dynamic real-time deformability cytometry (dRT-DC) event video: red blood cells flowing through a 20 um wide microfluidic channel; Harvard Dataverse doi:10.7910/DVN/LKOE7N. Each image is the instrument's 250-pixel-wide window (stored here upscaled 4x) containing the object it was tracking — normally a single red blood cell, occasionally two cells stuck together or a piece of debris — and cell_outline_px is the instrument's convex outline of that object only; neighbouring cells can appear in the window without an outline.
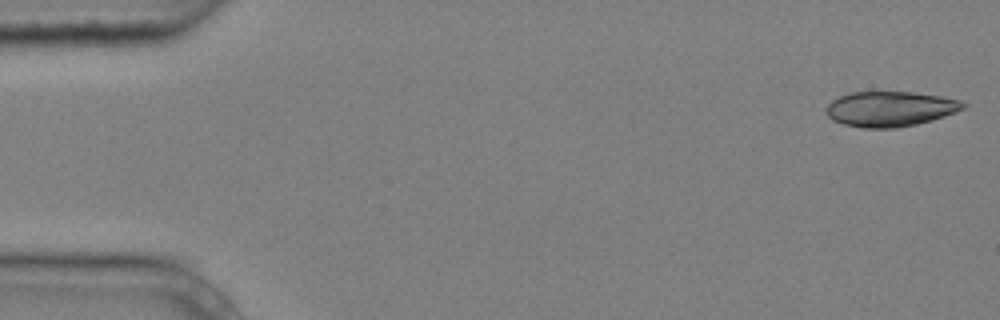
{"species": "common noctule bat (a hibernating species)", "species_latin": "Nyctalus noctula", "temperature_condition": "cold", "stored_images_in_passage": 5, "camera_frame_rate_fps": 3000, "um_per_image_px": 0.085, "animal": {"sex": "male", "body_mass_g": 20.4}, "frame": {"image": 1, "passage_image": 1, "time_ms": 0.0, "image_size_px": [1000, 320], "cell_outline_px": [[968, 104], [964, 108], [956, 112], [932, 120], [916, 124], [896, 128], [864, 128], [844, 124], [832, 120], [828, 116], [824, 108], [832, 100], [840, 96], [852, 92], [912, 92], [940, 96], [960, 100]], "centroid_in_image_um": [75.66, 9.26], "position_along_channel_um": 9.3, "area_um2": 28.09}}
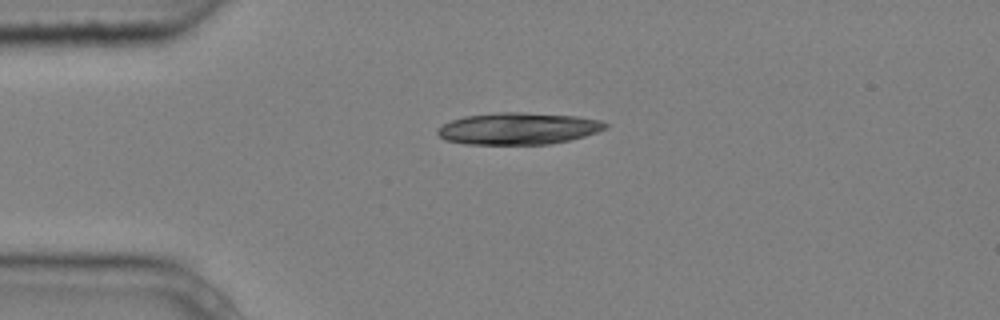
{"frame": {"image": 2, "passage_image": 4, "time_ms": 1.0, "image_size_px": [1000, 320], "cell_outline_px": [[608, 128], [584, 136], [568, 140], [548, 144], [464, 144], [444, 140], [436, 132], [436, 128], [452, 120], [464, 116], [500, 112], [524, 112], [580, 116], [600, 120], [608, 124]], "centroid_in_image_um": [44.04, 10.92], "position_along_channel_um": 41.0, "area_um2": 31.27}}